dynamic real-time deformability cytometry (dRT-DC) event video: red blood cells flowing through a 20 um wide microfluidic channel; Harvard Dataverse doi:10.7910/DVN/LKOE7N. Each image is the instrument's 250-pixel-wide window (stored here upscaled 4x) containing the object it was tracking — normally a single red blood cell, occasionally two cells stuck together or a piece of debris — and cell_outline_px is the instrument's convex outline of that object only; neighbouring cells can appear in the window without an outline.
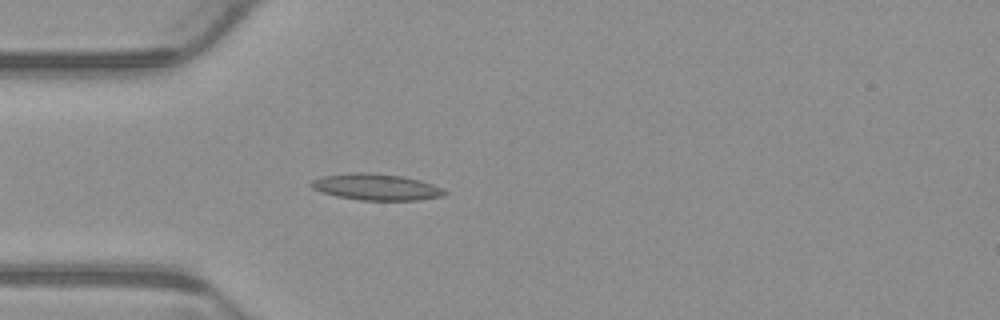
{"species": "common noctule bat (a hibernating species)", "species_latin": "Nyctalus noctula", "temperature_condition": "warm", "stored_images_in_passage": 3, "camera_frame_rate_fps": 3000, "um_per_image_px": 0.085, "animal": {"sex": "male", "body_mass_g": 23.1, "forearm_length_mm": 52.7}, "frame": {"image": 1, "passage_image": 3, "time_ms": 0.667, "image_size_px": [1000, 320], "cell_outline_px": [[448, 192], [444, 196], [420, 200], [360, 200], [336, 196], [320, 192], [312, 188], [308, 184], [312, 180], [324, 176], [352, 172], [368, 172], [400, 176], [420, 180], [432, 184]], "centroid_in_image_um": [31.95, 15.9], "position_along_channel_um": 53.1, "area_um2": 20.52}}